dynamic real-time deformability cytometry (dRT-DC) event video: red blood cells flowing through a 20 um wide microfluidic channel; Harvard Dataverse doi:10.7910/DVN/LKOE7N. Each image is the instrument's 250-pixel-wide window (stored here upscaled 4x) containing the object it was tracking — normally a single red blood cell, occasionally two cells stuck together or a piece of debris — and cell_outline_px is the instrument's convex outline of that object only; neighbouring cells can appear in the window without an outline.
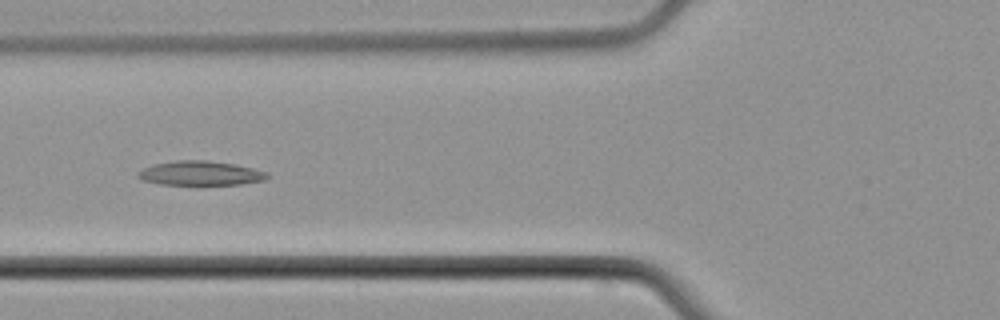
{"species": "common noctule bat (a hibernating species)", "species_latin": "Nyctalus noctula", "temperature_condition": "cold", "stored_images_in_passage": 6, "camera_frame_rate_fps": 3000, "um_per_image_px": 0.085, "animal": {"sex": "male", "body_mass_g": 21.5, "forearm_length_mm": 52.0}, "frame": {"image": 1, "passage_image": 5, "time_ms": 5.0, "image_size_px": [1000, 320], "cell_outline_px": [[272, 176], [264, 180], [240, 184], [160, 184], [140, 180], [136, 176], [136, 172], [152, 164], [176, 160], [204, 160], [232, 164], [252, 168], [268, 172]], "centroid_in_image_um": [17.0, 14.72], "position_along_channel_um": 108.8, "area_um2": 18.32}}
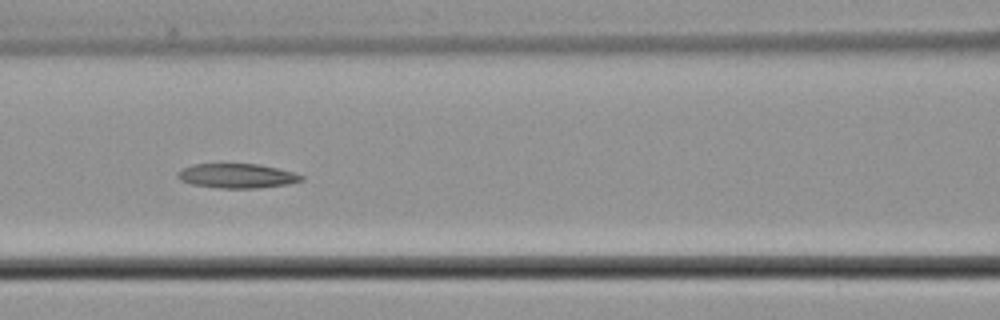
{"frame": {"image": 2, "passage_image": 6, "time_ms": 6.0, "image_size_px": [1000, 320], "cell_outline_px": [[304, 180], [288, 184], [260, 188], [220, 188], [192, 184], [180, 180], [176, 176], [184, 168], [192, 164], [260, 164], [292, 172], [304, 176]], "centroid_in_image_um": [20.17, 14.95], "position_along_channel_um": 146.4, "area_um2": 17.51}}